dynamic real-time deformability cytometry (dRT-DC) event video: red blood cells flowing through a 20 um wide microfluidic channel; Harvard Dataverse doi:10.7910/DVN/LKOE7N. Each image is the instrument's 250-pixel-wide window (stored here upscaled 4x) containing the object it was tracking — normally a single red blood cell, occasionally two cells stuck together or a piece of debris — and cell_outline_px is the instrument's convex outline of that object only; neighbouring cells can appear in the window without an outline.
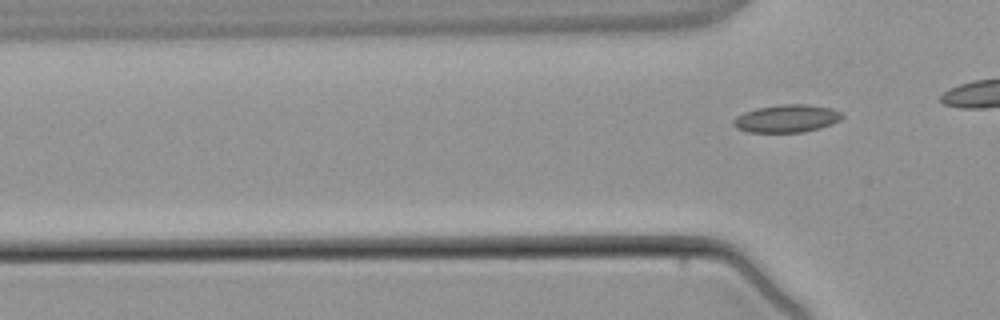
{"species": "common noctule bat (a hibernating species)", "species_latin": "Nyctalus noctula", "temperature_condition": "warm", "stored_images_in_passage": 5, "camera_frame_rate_fps": 3000, "um_per_image_px": 0.085, "animal": {"sex": "male", "body_mass_g": 21.5, "forearm_length_mm": 52.0}, "frame": {"image": 1, "passage_image": 5, "time_ms": 5.333, "image_size_px": [1000, 320], "cell_outline_px": [[844, 116], [840, 120], [832, 124], [820, 128], [804, 132], [748, 132], [736, 128], [732, 124], [732, 120], [736, 116], [744, 112], [756, 108], [780, 104], [808, 104], [832, 108], [840, 112]], "centroid_in_image_um": [66.86, 10.07], "position_along_channel_um": 58.9, "area_um2": 17.74}}